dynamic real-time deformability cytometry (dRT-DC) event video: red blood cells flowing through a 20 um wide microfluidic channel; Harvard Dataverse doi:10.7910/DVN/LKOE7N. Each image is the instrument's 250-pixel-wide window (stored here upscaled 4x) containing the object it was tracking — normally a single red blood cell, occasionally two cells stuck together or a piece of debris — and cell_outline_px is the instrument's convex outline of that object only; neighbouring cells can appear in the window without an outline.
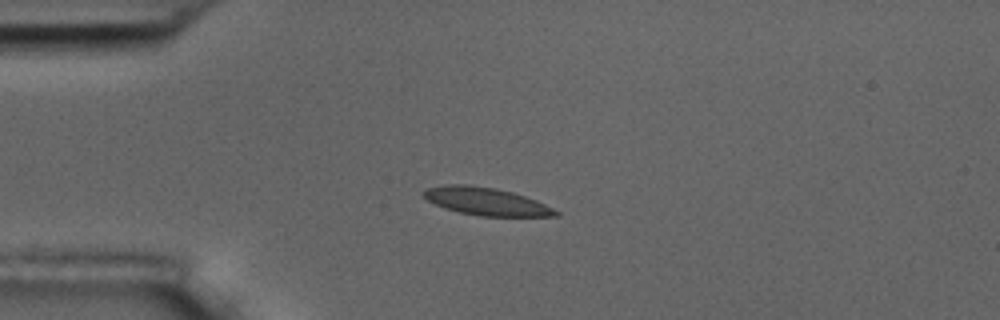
{"species": "common noctule bat (a hibernating species)", "species_latin": "Nyctalus noctula", "temperature_condition": "room temperature", "stored_images_in_passage": 7, "camera_frame_rate_fps": 3000, "um_per_image_px": 0.085, "animal": {"sex": "male", "body_mass_g": 17.5, "forearm_length_mm": 52.3}, "frame": {"image": 1, "passage_image": 3, "time_ms": 2.333, "image_size_px": [1000, 320], "cell_outline_px": [[560, 216], [480, 216], [460, 212], [444, 208], [420, 196], [420, 192], [428, 188], [444, 184], [468, 184], [496, 188], [512, 192], [536, 200], [560, 212]], "centroid_in_image_um": [41.28, 17.11], "position_along_channel_um": 43.7, "area_um2": 21.39}}
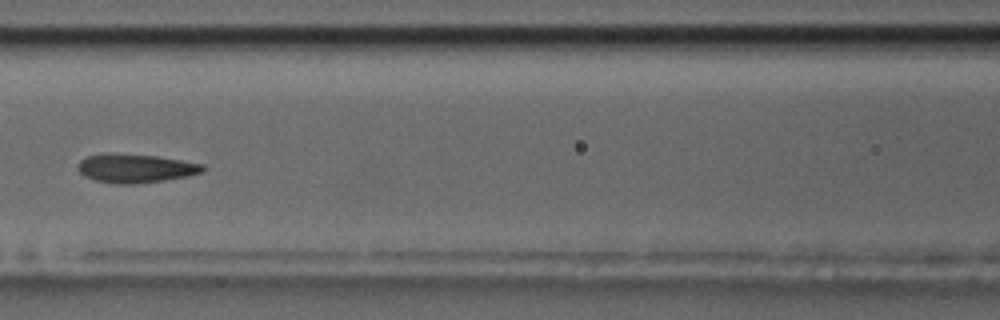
{"frame": {"image": 2, "passage_image": 6, "time_ms": 6.0, "image_size_px": [1000, 320], "cell_outline_px": [[208, 168], [204, 172], [188, 176], [164, 180], [136, 184], [116, 184], [96, 180], [84, 176], [80, 172], [80, 160], [88, 156], [104, 152], [116, 152], [156, 156], [204, 164]], "centroid_in_image_um": [11.56, 14.29], "position_along_channel_um": 155.0, "area_um2": 21.15}}
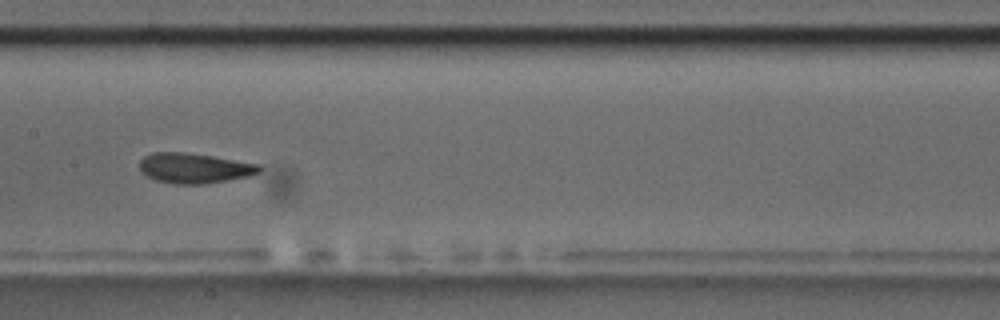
{"frame": {"image": 3, "passage_image": 7, "time_ms": 7.0, "image_size_px": [1000, 320], "cell_outline_px": [[260, 172], [248, 176], [204, 184], [176, 184], [156, 180], [148, 176], [140, 168], [140, 160], [144, 156], [152, 152], [184, 152], [212, 156], [260, 164]], "centroid_in_image_um": [16.52, 14.28], "position_along_channel_um": 190.9, "area_um2": 20.81}}